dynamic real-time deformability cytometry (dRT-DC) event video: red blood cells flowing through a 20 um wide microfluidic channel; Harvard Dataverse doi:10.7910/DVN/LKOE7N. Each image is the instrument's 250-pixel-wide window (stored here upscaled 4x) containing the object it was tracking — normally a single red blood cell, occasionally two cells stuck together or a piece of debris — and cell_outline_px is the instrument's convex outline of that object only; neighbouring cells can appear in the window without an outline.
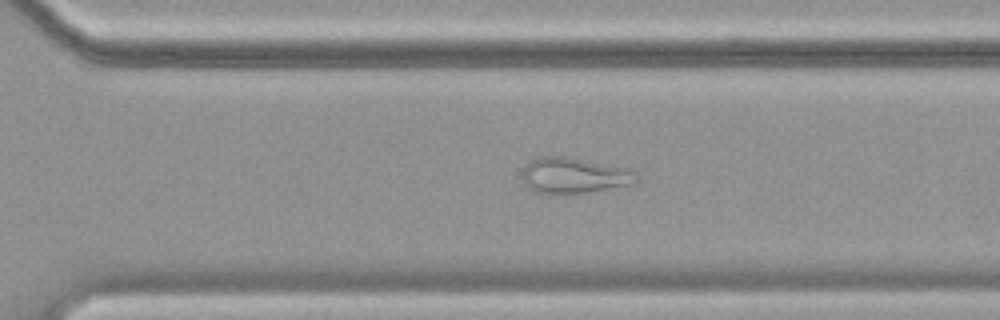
{"species": "common noctule bat (a hibernating species)", "species_latin": "Nyctalus noctula", "temperature_condition": "cold", "stored_images_in_passage": 56, "camera_frame_rate_fps": 3000, "um_per_image_px": 0.085, "animal": {"sex": "female", "body_mass_g": 19.9}, "frame": {"image": 1, "passage_image": 39, "time_ms": 12.667, "image_size_px": [1000, 320], "cell_outline_px": [[636, 180], [632, 184], [588, 192], [536, 192], [524, 180], [524, 168], [532, 160], [540, 156], [568, 156], [628, 168], [636, 172]], "centroid_in_image_um": [48.85, 14.87], "position_along_channel_um": 321.7, "area_um2": 23.06}}
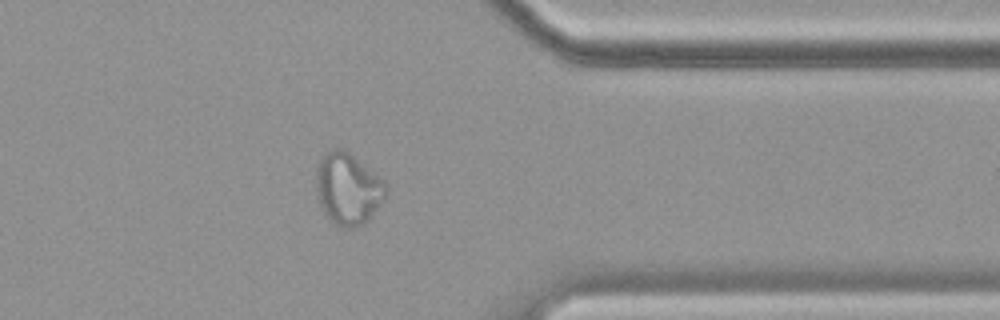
{"frame": {"image": 2, "passage_image": 45, "time_ms": 14.667, "image_size_px": [1000, 320], "cell_outline_px": [[388, 196], [368, 220], [352, 228], [348, 228], [336, 224], [324, 212], [320, 204], [316, 188], [316, 168], [324, 152], [332, 148], [340, 148], [348, 152], [384, 180], [388, 184]], "centroid_in_image_um": [29.6, 16.02], "position_along_channel_um": 381.8, "area_um2": 29.13}}
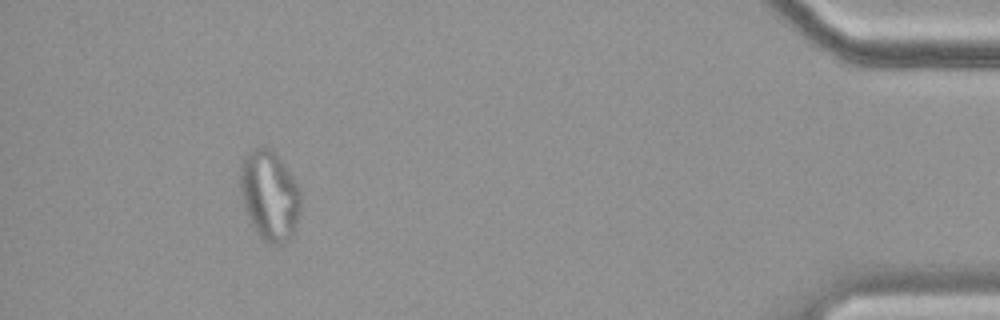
{"frame": {"image": 3, "passage_image": 52, "time_ms": 17.0, "image_size_px": [1000, 320], "cell_outline_px": [[300, 212], [296, 228], [292, 236], [284, 244], [268, 244], [256, 232], [252, 224], [244, 204], [240, 188], [240, 164], [244, 156], [252, 148], [268, 148], [280, 160], [292, 176], [300, 188]], "centroid_in_image_um": [22.92, 16.64], "position_along_channel_um": 412.3, "area_um2": 31.44}, "authors_computed_cell_mechanics": {"area_um2": 28.9289, "velocity_mm_per_s": 3.4917, "shape_relaxation_time_tau1_ms": null, "shape_relaxation_time_tau2_ms": 2.6013, "deformation_change_tau1": null, "deformation_change_tau2": 0.1011}}